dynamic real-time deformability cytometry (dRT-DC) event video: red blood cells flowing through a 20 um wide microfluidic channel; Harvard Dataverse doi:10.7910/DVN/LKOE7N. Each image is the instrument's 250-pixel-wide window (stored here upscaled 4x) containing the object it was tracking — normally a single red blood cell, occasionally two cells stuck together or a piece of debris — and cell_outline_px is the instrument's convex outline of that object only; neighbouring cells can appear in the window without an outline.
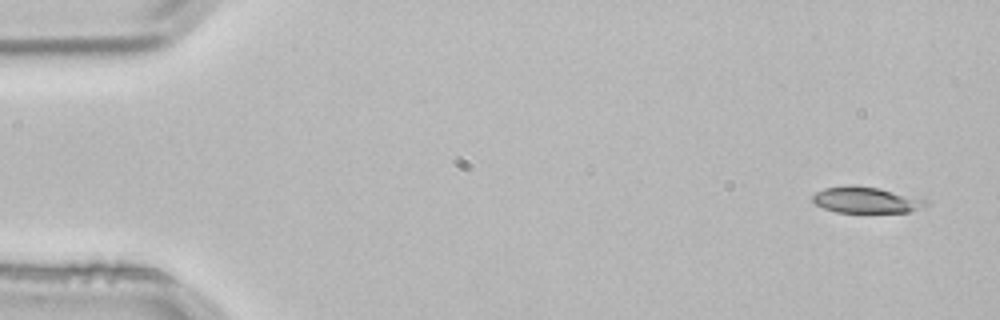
{"species": "common noctule bat (a hibernating species)", "species_latin": "Nyctalus noctula", "temperature_condition": "room temperature", "stored_images_in_passage": 4, "camera_frame_rate_fps": 3000, "um_per_image_px": 0.085, "animal": {"sex": "male", "body_mass_g": 21.5, "forearm_length_mm": 52.0}, "frame": {"image": 1, "passage_image": 1, "time_ms": 0.0, "image_size_px": [1000, 320], "cell_outline_px": [[928, 204], [920, 208], [908, 212], [836, 212], [824, 208], [816, 204], [812, 200], [812, 196], [816, 192], [824, 188], [848, 184], [852, 184], [880, 188], [924, 196], [928, 200]], "centroid_in_image_um": [73.7, 16.97], "position_along_channel_um": 11.3, "area_um2": 17.8}}
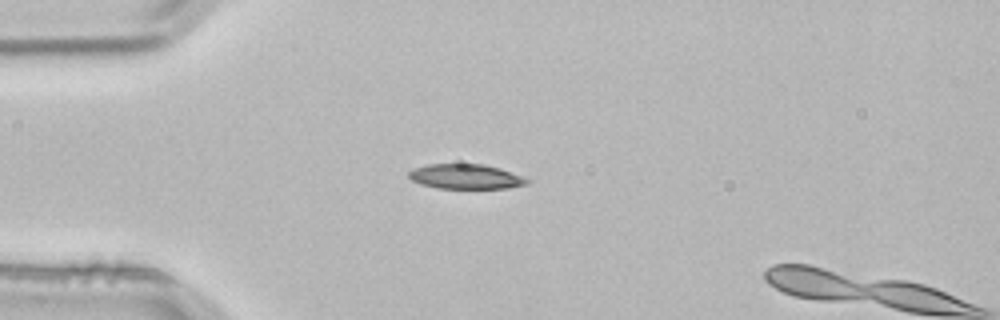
{"frame": {"image": 2, "passage_image": 3, "time_ms": 0.667, "image_size_px": [1000, 320], "cell_outline_px": [[532, 180], [528, 184], [508, 188], [436, 188], [420, 184], [412, 180], [408, 176], [408, 172], [412, 168], [428, 164], [484, 164], [500, 168]], "centroid_in_image_um": [39.58, 15.0], "position_along_channel_um": 45.4, "area_um2": 17.22}}